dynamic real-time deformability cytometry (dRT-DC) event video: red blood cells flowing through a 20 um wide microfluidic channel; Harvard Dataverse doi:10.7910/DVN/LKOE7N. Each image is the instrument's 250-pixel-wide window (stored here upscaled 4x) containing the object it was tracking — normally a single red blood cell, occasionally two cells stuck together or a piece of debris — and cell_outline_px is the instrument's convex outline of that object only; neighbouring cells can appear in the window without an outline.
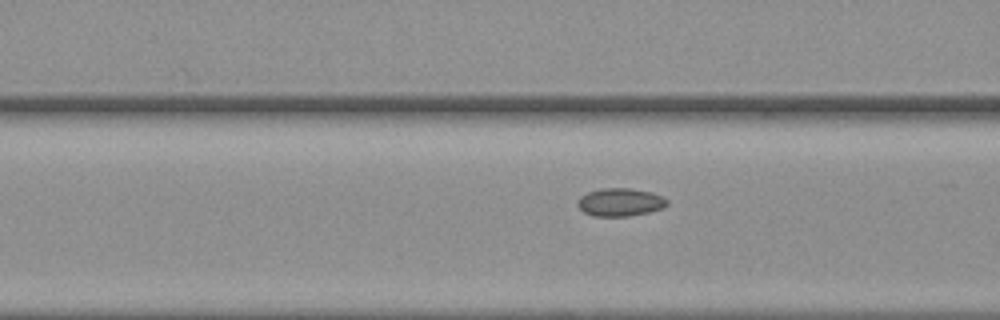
{"species": "common noctule bat (a hibernating species)", "species_latin": "Nyctalus noctula", "temperature_condition": "warm", "stored_images_in_passage": 17, "camera_frame_rate_fps": 3000, "um_per_image_px": 0.085, "animal": {"sex": "female", "body_mass_g": 19.3, "forearm_length_mm": 54.1}, "frame": {"image": 1, "passage_image": 15, "time_ms": 4.667, "image_size_px": [1000, 320], "cell_outline_px": [[668, 204], [664, 208], [648, 212], [628, 216], [592, 216], [584, 212], [576, 204], [576, 200], [580, 196], [588, 192], [600, 188], [628, 188], [652, 192], [664, 196], [668, 200]], "centroid_in_image_um": [52.72, 17.18], "position_along_channel_um": 113.9, "area_um2": 14.8}}